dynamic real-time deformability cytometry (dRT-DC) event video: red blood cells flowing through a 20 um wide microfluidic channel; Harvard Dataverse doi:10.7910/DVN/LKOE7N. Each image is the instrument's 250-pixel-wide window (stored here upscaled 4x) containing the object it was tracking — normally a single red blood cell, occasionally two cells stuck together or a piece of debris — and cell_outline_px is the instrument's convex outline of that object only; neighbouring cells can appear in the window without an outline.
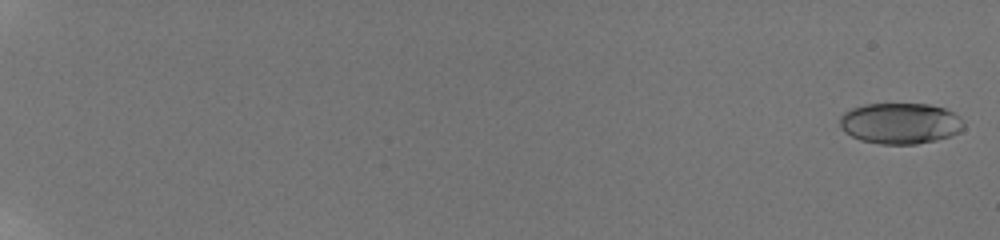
{"species": "human", "species_latin": "Homo sapiens", "temperature_condition": "room temperature", "stored_images_in_passage": 25, "camera_frame_rate_fps": 3000, "um_per_image_px": 0.085, "donor": {"sex": "male"}, "frame": {"image": 1, "passage_image": 2, "time_ms": 0.333, "image_size_px": [1000, 240], "cell_outline_px": [[964, 128], [960, 132], [936, 140], [916, 144], [880, 144], [860, 140], [844, 132], [840, 128], [840, 116], [844, 112], [852, 108], [864, 104], [928, 104], [944, 108], [960, 116], [964, 120]], "centroid_in_image_um": [76.52, 10.48], "position_along_channel_um": 8.5, "area_um2": 29.77}}
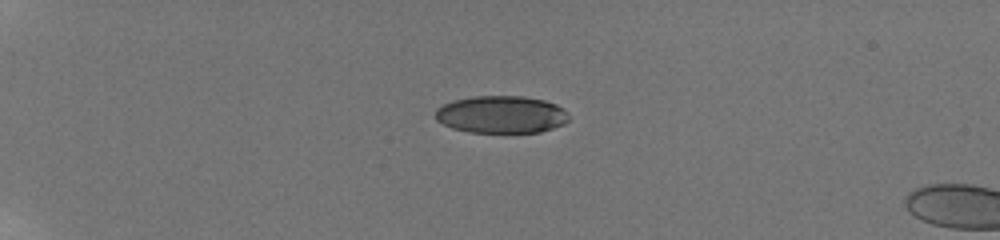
{"frame": {"image": 2, "passage_image": 20, "time_ms": 6.0, "image_size_px": [1000, 240], "cell_outline_px": [[568, 120], [564, 124], [540, 132], [468, 132], [452, 128], [436, 120], [436, 108], [452, 100], [472, 96], [524, 96], [544, 100], [556, 104], [564, 108], [568, 116]], "centroid_in_image_um": [42.61, 9.72], "position_along_channel_um": 42.4, "area_um2": 29.13}}